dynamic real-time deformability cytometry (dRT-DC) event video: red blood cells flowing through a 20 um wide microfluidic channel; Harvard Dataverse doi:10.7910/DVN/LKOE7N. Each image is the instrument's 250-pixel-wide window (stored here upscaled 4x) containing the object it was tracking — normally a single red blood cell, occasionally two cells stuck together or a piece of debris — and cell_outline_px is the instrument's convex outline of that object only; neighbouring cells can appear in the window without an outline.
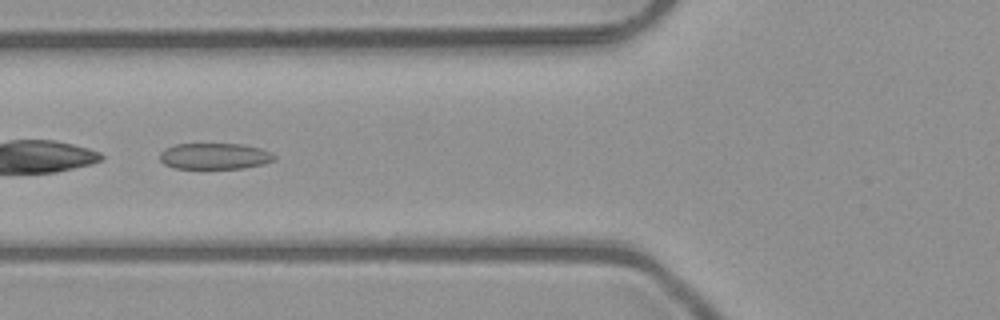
{"species": "common noctule bat (a hibernating species)", "species_latin": "Nyctalus noctula", "temperature_condition": "room temperature", "stored_images_in_passage": 40, "camera_frame_rate_fps": 3000, "um_per_image_px": 0.085, "animal": {"sex": "male", "body_mass_g": 23.1, "forearm_length_mm": 52.7}, "frame": {"image": 1, "passage_image": 10, "time_ms": 3.0, "image_size_px": [1000, 320], "cell_outline_px": [[276, 160], [264, 164], [244, 168], [176, 168], [164, 164], [160, 160], [160, 152], [164, 148], [176, 144], [244, 144], [260, 148], [272, 152], [276, 156]], "centroid_in_image_um": [18.28, 13.27], "position_along_channel_um": 107.5, "area_um2": 17.57}}
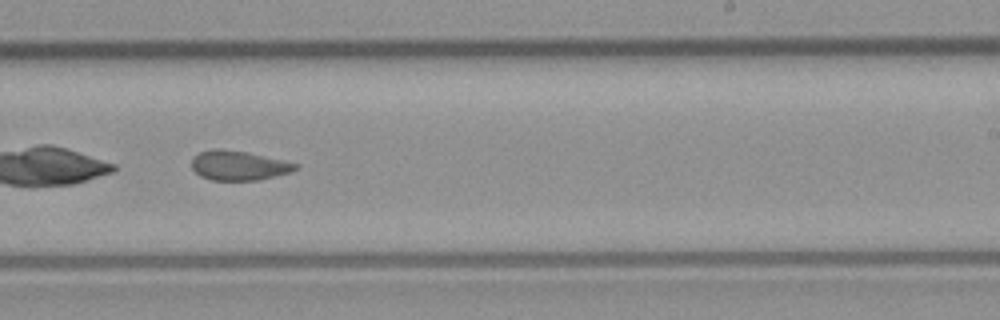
{"frame": {"image": 2, "passage_image": 22, "time_ms": 7.0, "image_size_px": [1000, 320], "cell_outline_px": [[300, 168], [292, 172], [260, 180], [212, 180], [200, 176], [192, 168], [192, 160], [200, 152], [220, 148], [244, 152], [284, 160], [300, 164]], "centroid_in_image_um": [20.35, 14.08], "position_along_channel_um": 268.6, "area_um2": 17.8}}
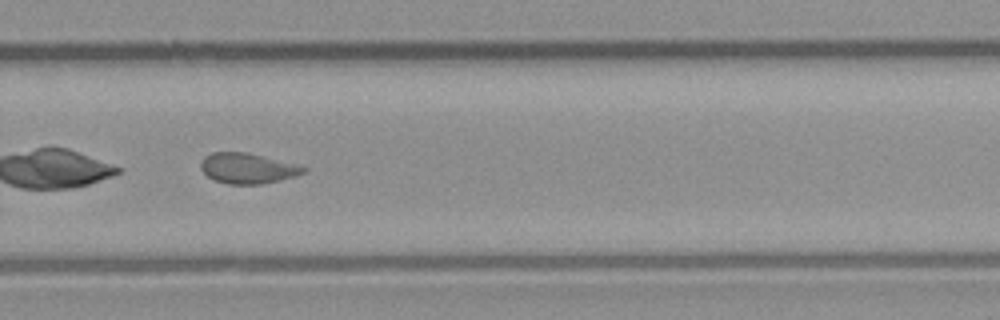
{"frame": {"image": 3, "passage_image": 25, "time_ms": 8.0, "image_size_px": [1000, 320], "cell_outline_px": [[308, 168], [304, 172], [280, 180], [260, 184], [228, 184], [212, 180], [200, 168], [200, 160], [204, 156], [212, 152], [244, 152]], "centroid_in_image_um": [20.93, 14.31], "position_along_channel_um": 308.9, "area_um2": 17.8}, "authors_computed_cell_mechanics": {"area_um2": 18.6983, "velocity_mm_per_s": 4.0216, "shape_relaxation_time_tau1_ms": null, "shape_relaxation_time_tau2_ms": 1.5986, "deformation_change_tau1": null, "deformation_change_tau2": 0.0744}}